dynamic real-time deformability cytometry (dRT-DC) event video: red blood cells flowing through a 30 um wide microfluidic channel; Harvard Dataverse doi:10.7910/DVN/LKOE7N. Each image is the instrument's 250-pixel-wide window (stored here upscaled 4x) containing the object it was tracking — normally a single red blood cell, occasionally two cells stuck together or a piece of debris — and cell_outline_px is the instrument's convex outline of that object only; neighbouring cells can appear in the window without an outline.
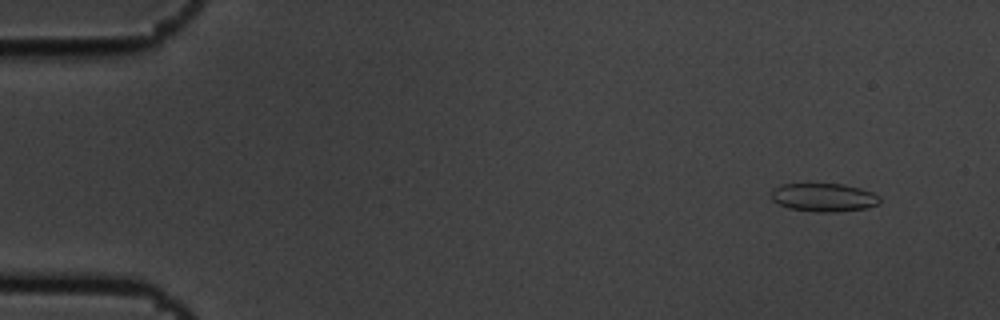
{"species": "common noctule bat (a hibernating species)", "species_latin": "Nyctalus noctula", "temperature_condition": "cold", "stored_images_in_passage": 5, "camera_frame_rate_fps": 3000, "um_per_image_px": 0.085, "animal": {"sex": "male", "body_mass_g": 19.5, "forearm_length_mm": 54.6}, "frame": {"image": 1, "passage_image": 1, "time_ms": 0.0, "image_size_px": [1000, 320], "cell_outline_px": [[880, 204], [868, 208], [836, 212], [816, 212], [788, 208], [772, 200], [772, 188], [780, 184], [844, 184], [860, 188], [872, 192], [880, 196]], "centroid_in_image_um": [70.04, 16.78], "position_along_channel_um": 15.0, "area_um2": 18.09}}
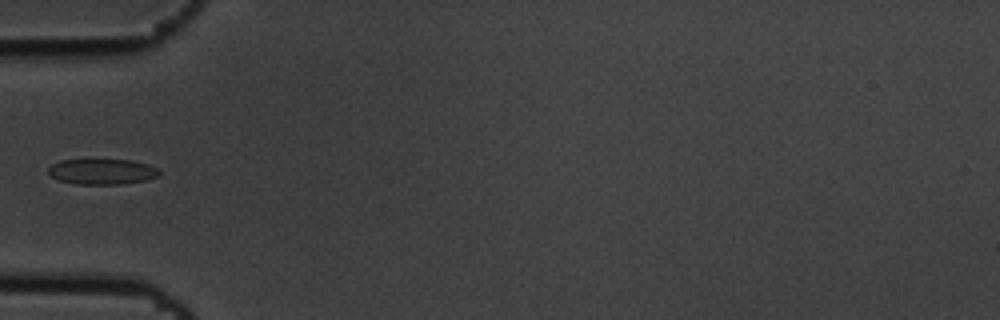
{"frame": {"image": 2, "passage_image": 5, "time_ms": 1.333, "image_size_px": [1000, 320], "cell_outline_px": [[160, 176], [148, 180], [120, 184], [76, 184], [60, 180], [52, 176], [48, 172], [48, 168], [52, 164], [60, 160], [88, 156], [132, 160], [148, 164], [156, 168], [160, 172]], "centroid_in_image_um": [8.66, 14.52], "position_along_channel_um": 76.3, "area_um2": 17.51}}